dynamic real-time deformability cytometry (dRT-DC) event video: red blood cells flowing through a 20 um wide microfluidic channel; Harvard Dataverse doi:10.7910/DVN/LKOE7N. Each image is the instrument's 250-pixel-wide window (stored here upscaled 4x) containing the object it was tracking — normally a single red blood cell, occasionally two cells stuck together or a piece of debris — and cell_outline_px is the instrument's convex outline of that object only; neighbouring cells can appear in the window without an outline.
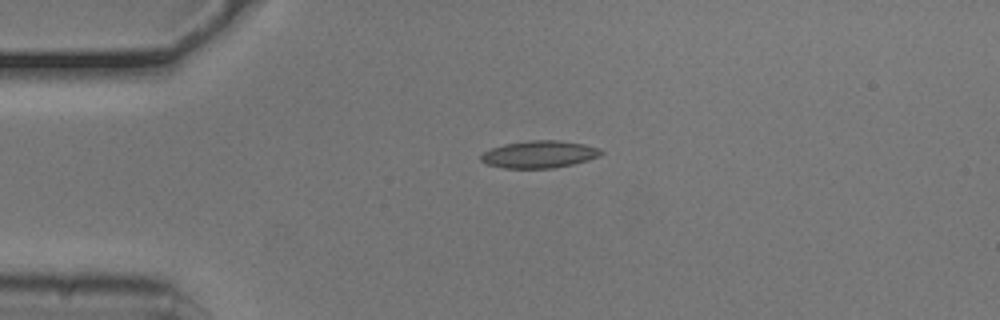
{"species": "common noctule bat (a hibernating species)", "species_latin": "Nyctalus noctula", "temperature_condition": "cold", "stored_images_in_passage": 42, "camera_frame_rate_fps": 3000, "um_per_image_px": 0.085, "animal": {"sex": "male", "body_mass_g": 20.5, "forearm_length_mm": 52.5}, "frame": {"image": 1, "passage_image": 1, "time_ms": 0.0, "image_size_px": [1000, 320], "cell_outline_px": [[604, 152], [600, 156], [588, 160], [572, 164], [552, 168], [504, 168], [488, 164], [480, 160], [480, 156], [484, 152], [492, 148], [504, 144], [532, 140], [560, 140], [584, 144], [600, 148]], "centroid_in_image_um": [45.86, 13.11], "position_along_channel_um": 39.1, "area_um2": 19.02}}
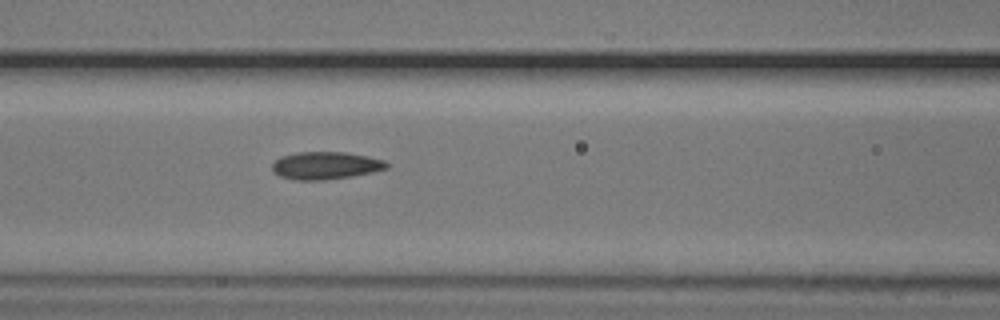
{"frame": {"image": 2, "passage_image": 11, "time_ms": 3.333, "image_size_px": [1000, 320], "cell_outline_px": [[388, 168], [372, 172], [352, 176], [324, 180], [296, 180], [280, 176], [272, 172], [272, 164], [280, 156], [296, 152], [344, 152], [368, 156], [384, 160], [388, 164]], "centroid_in_image_um": [27.65, 14.07], "position_along_channel_um": 138.9, "area_um2": 18.44}}
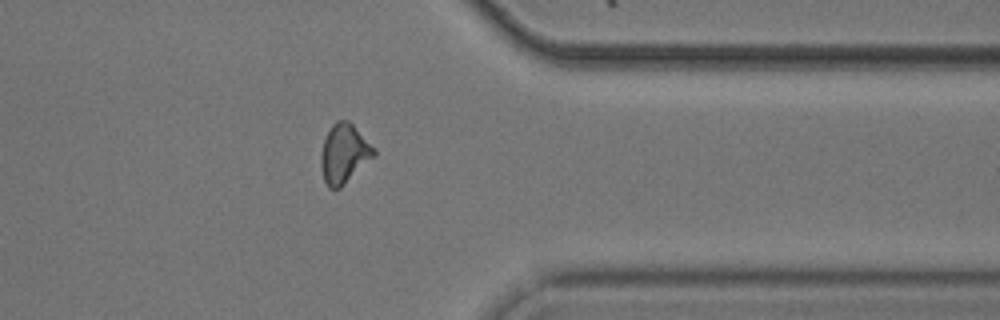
{"frame": {"image": 3, "passage_image": 31, "time_ms": 10.0, "image_size_px": [1000, 320], "cell_outline_px": [[376, 156], [340, 188], [328, 188], [324, 180], [320, 164], [320, 156], [324, 140], [332, 124], [336, 120], [348, 120], [376, 148]], "centroid_in_image_um": [29.26, 13.06], "position_along_channel_um": 382.1, "area_um2": 18.38}, "authors_computed_cell_mechanics": {"area_um2": 17.9758, "velocity_mm_per_s": 3.7952, "shape_relaxation_time_tau1_ms": 9.0834, "shape_relaxation_time_tau2_ms": 1.88, "deformation_change_tau1": 0.1601, "deformation_change_tau2": 0.0898}}